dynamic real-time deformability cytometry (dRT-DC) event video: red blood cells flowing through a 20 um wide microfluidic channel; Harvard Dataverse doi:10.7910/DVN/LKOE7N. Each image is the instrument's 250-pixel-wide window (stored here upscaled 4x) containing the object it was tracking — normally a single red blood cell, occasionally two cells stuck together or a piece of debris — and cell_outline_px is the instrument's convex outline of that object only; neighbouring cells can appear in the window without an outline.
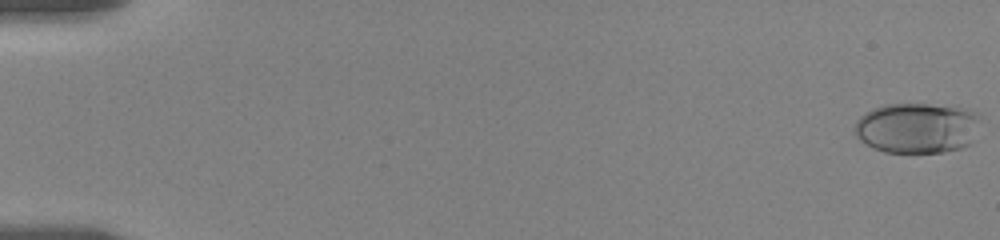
{"species": "human", "species_latin": "Homo sapiens", "temperature_condition": "room temperature", "stored_images_in_passage": 58, "camera_frame_rate_fps": 3000, "um_per_image_px": 0.085, "donor": {"sex": "female"}, "frame": {"image": 1, "passage_image": 1, "time_ms": 0.0, "image_size_px": [1000, 240], "cell_outline_px": [[980, 112], [968, 144], [960, 148], [944, 152], [884, 152], [860, 140], [856, 136], [852, 128], [856, 120], [864, 112], [872, 108], [884, 104], [956, 104]], "centroid_in_image_um": [77.91, 10.83], "position_along_channel_um": 7.1, "area_um2": 37.22}}
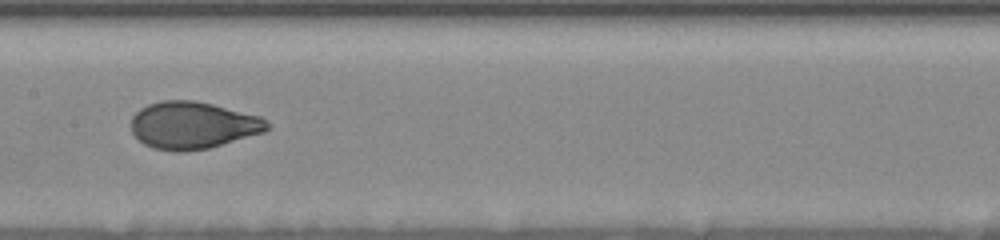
{"frame": {"image": 2, "passage_image": 31, "time_ms": 10.0, "image_size_px": [1000, 240], "cell_outline_px": [[272, 128], [264, 132], [208, 148], [180, 152], [176, 152], [152, 148], [144, 144], [132, 132], [132, 116], [140, 108], [148, 104], [160, 100], [192, 100], [212, 104], [260, 116], [268, 120], [272, 124]], "centroid_in_image_um": [16.41, 10.64], "position_along_channel_um": 191.0, "area_um2": 37.51}}
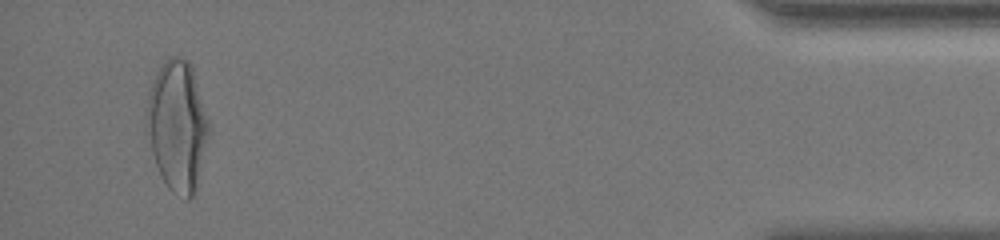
{"frame": {"image": 3, "passage_image": 56, "time_ms": 18.333, "image_size_px": [1000, 240], "cell_outline_px": [[208, 136], [196, 192], [188, 200], [184, 200], [172, 192], [168, 188], [160, 176], [144, 132], [144, 116], [148, 92], [152, 80], [160, 64], [168, 56], [184, 56], [188, 60], [192, 68], [208, 120]], "centroid_in_image_um": [15.01, 10.7], "position_along_channel_um": 420.2, "area_um2": 48.15}, "authors_computed_cell_mechanics": {"area_um2": 37.5122, "velocity_mm_per_s": 3.5232, "shape_relaxation_time_tau1_ms": 5.3659, "shape_relaxation_time_tau2_ms": null, "deformation_change_tau1": 0.199, "deformation_change_tau2": null}}